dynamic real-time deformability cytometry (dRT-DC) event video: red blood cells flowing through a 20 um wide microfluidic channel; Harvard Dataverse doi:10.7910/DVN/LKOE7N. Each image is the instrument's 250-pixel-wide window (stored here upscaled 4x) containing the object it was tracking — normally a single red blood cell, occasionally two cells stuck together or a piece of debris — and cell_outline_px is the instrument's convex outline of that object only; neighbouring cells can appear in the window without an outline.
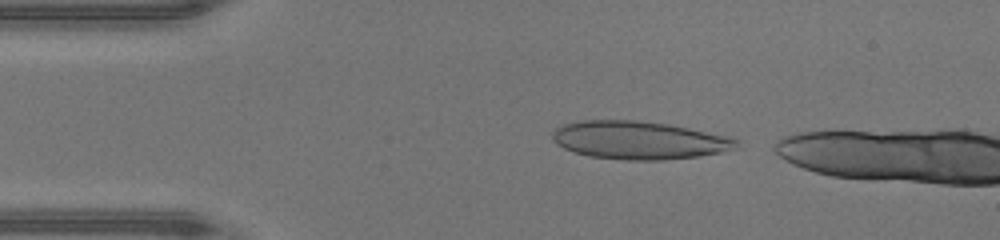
{"species": "human", "species_latin": "Homo sapiens", "temperature_condition": "warm", "stored_images_in_passage": 35, "camera_frame_rate_fps": 3000, "um_per_image_px": 0.085, "donor": {"sex": "male"}, "frame": {"image": 1, "passage_image": 2, "time_ms": 0.333, "image_size_px": [1000, 240], "cell_outline_px": [[740, 140], [732, 148], [720, 152], [700, 156], [664, 160], [628, 160], [588, 156], [564, 148], [556, 144], [552, 140], [552, 132], [556, 128], [564, 124], [576, 120], [636, 120], [668, 124], [736, 136]], "centroid_in_image_um": [54.33, 11.9], "position_along_channel_um": 30.7, "area_um2": 41.15}}
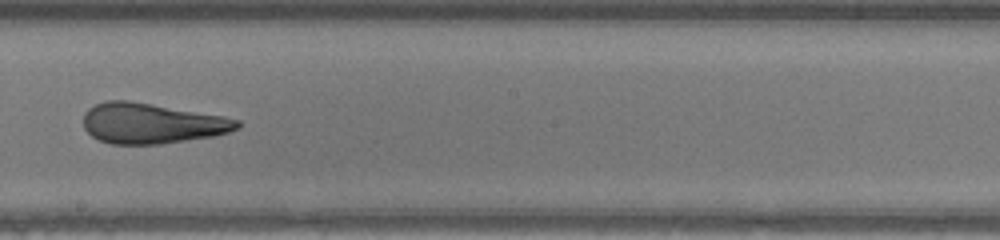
{"frame": {"image": 2, "passage_image": 19, "time_ms": 6.0, "image_size_px": [1000, 240], "cell_outline_px": [[240, 128], [228, 132], [212, 136], [160, 144], [112, 144], [100, 140], [92, 136], [84, 128], [84, 112], [88, 108], [96, 104], [108, 100], [128, 100], [224, 116], [240, 120]], "centroid_in_image_um": [12.89, 10.48], "position_along_channel_um": 235.3, "area_um2": 36.07}}
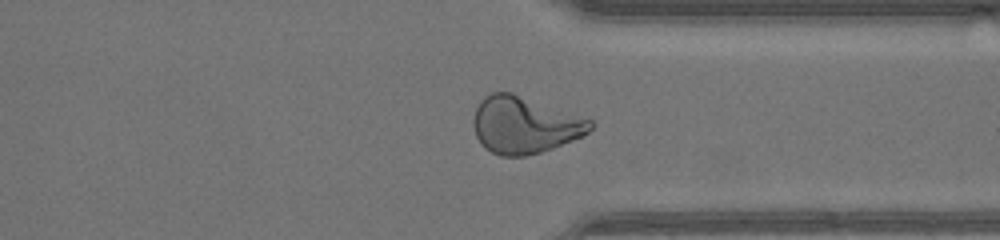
{"frame": {"image": 3, "passage_image": 28, "time_ms": 9.0, "image_size_px": [1000, 240], "cell_outline_px": [[596, 124], [588, 132], [572, 140], [552, 148], [540, 152], [524, 156], [500, 156], [484, 148], [480, 144], [476, 136], [472, 124], [472, 120], [476, 108], [480, 100], [484, 96], [492, 92], [512, 92], [592, 120]], "centroid_in_image_um": [44.54, 10.62], "position_along_channel_um": 366.9, "area_um2": 38.73}, "authors_computed_cell_mechanics": {"area_um2": 36.992, "velocity_mm_per_s": 4.4317, "shape_relaxation_time_tau1_ms": 6.7468, "shape_relaxation_time_tau2_ms": 1.1888, "deformation_change_tau1": 0.2886, "deformation_change_tau2": 0.1104}}